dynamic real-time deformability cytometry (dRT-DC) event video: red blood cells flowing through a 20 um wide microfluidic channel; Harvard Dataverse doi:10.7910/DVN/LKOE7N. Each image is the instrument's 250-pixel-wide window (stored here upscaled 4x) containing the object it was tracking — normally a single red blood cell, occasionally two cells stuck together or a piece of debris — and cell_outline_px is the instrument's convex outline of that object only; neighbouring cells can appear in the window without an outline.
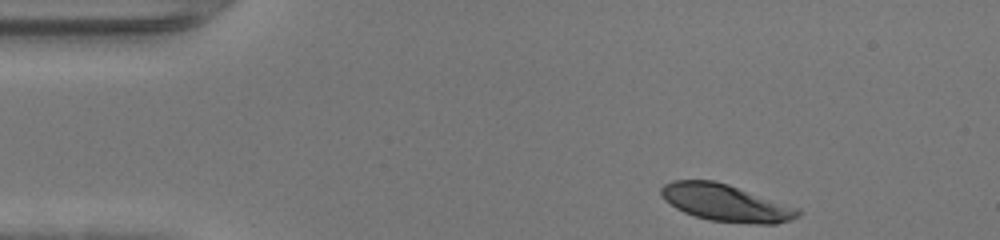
{"species": "human", "species_latin": "Homo sapiens", "temperature_condition": "warm", "stored_images_in_passage": 29, "camera_frame_rate_fps": 3000, "um_per_image_px": 0.085, "donor": {"sex": "female"}, "frame": {"image": 1, "passage_image": 1, "time_ms": 0.0, "image_size_px": [1000, 240], "cell_outline_px": [[800, 216], [792, 220], [776, 224], [756, 224], [708, 220], [684, 212], [676, 208], [664, 200], [660, 196], [660, 188], [664, 184], [672, 180], [712, 180], [728, 184], [800, 208]], "centroid_in_image_um": [61.7, 17.24], "position_along_channel_um": 23.3, "area_um2": 29.71}}
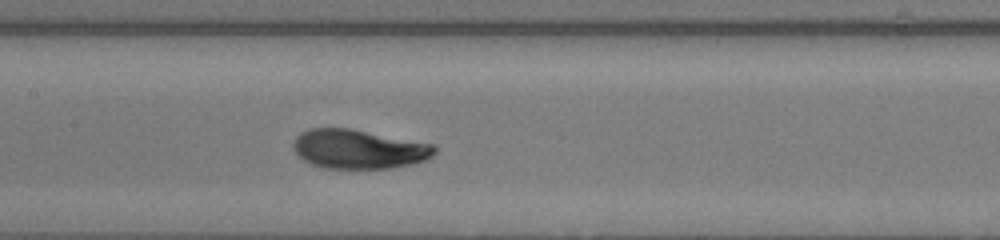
{"frame": {"image": 2, "passage_image": 17, "time_ms": 5.333, "image_size_px": [1000, 240], "cell_outline_px": [[436, 152], [428, 160], [412, 164], [392, 168], [324, 168], [312, 164], [304, 160], [292, 148], [292, 144], [296, 136], [300, 132], [308, 128], [348, 128], [432, 144], [436, 148]], "centroid_in_image_um": [30.47, 12.67], "position_along_channel_um": 176.9, "area_um2": 32.19}}
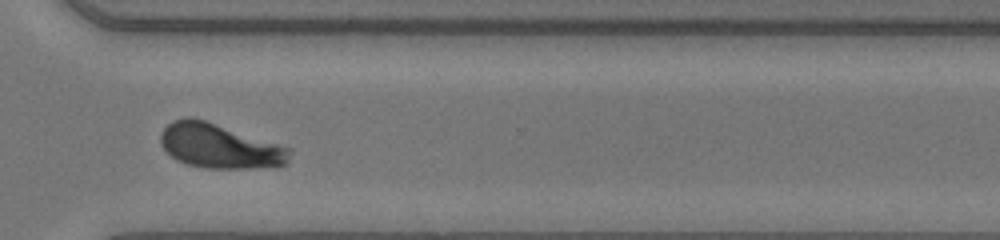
{"frame": {"image": 3, "passage_image": 29, "time_ms": 9.333, "image_size_px": [1000, 240], "cell_outline_px": [[292, 152], [288, 160], [284, 164], [252, 168], [204, 168], [188, 164], [176, 160], [160, 144], [160, 136], [164, 128], [172, 120], [188, 116], [192, 116], [280, 144], [292, 148]], "centroid_in_image_um": [18.64, 12.4], "position_along_channel_um": 352.0, "area_um2": 33.35}}